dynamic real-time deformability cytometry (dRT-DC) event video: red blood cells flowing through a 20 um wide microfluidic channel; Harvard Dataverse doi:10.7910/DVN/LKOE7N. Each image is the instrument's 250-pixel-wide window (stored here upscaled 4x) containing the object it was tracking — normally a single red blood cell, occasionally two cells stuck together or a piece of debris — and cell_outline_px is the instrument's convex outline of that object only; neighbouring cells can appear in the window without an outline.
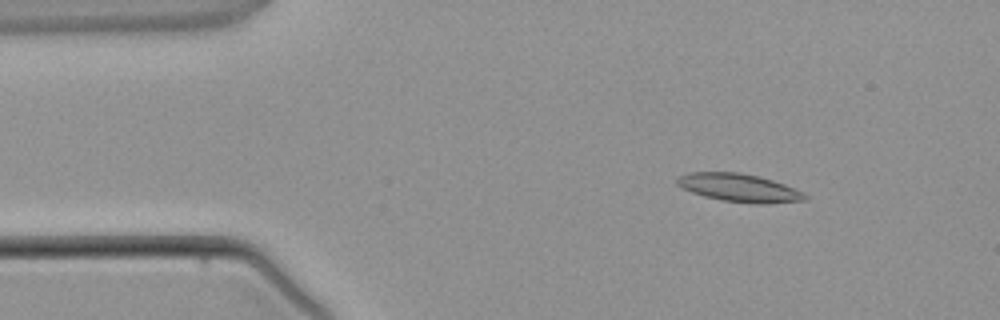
{"species": "common noctule bat (a hibernating species)", "species_latin": "Nyctalus noctula", "temperature_condition": "warm", "stored_images_in_passage": 3, "camera_frame_rate_fps": 3000, "um_per_image_px": 0.085, "animal": {"sex": "male", "body_mass_g": 21.5, "forearm_length_mm": 52.0}, "frame": {"image": 1, "passage_image": 2, "time_ms": 1.333, "image_size_px": [1000, 320], "cell_outline_px": [[808, 196], [804, 200], [760, 204], [756, 204], [720, 200], [704, 196], [680, 188], [676, 184], [676, 180], [680, 176], [688, 172], [740, 172], [772, 180], [796, 188], [804, 192]], "centroid_in_image_um": [62.8, 15.96], "position_along_channel_um": 22.2, "area_um2": 20.92}}